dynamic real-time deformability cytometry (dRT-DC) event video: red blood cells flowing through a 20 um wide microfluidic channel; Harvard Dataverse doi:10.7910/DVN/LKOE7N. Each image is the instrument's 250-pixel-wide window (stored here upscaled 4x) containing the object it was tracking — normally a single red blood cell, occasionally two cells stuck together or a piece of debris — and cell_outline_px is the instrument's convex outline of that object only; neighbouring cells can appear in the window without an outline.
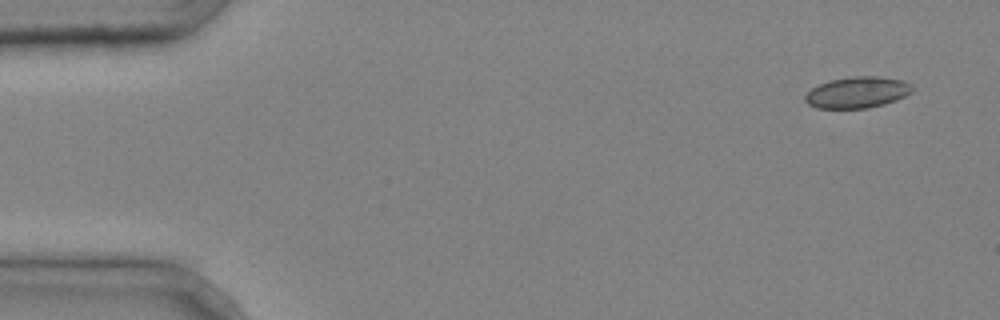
{"species": "common noctule bat (a hibernating species)", "species_latin": "Nyctalus noctula", "temperature_condition": "cold", "stored_images_in_passage": 3, "camera_frame_rate_fps": 3000, "um_per_image_px": 0.085, "animal": {"sex": "male", "body_mass_g": 20.4}, "frame": {"image": 1, "passage_image": 1, "time_ms": 0.0, "image_size_px": [1000, 320], "cell_outline_px": [[916, 88], [912, 92], [896, 100], [884, 104], [868, 108], [816, 108], [808, 104], [804, 100], [804, 96], [812, 88], [820, 84], [832, 80], [852, 76], [880, 76], [904, 80], [912, 84]], "centroid_in_image_um": [72.92, 7.85], "position_along_channel_um": 12.1, "area_um2": 19.65}}